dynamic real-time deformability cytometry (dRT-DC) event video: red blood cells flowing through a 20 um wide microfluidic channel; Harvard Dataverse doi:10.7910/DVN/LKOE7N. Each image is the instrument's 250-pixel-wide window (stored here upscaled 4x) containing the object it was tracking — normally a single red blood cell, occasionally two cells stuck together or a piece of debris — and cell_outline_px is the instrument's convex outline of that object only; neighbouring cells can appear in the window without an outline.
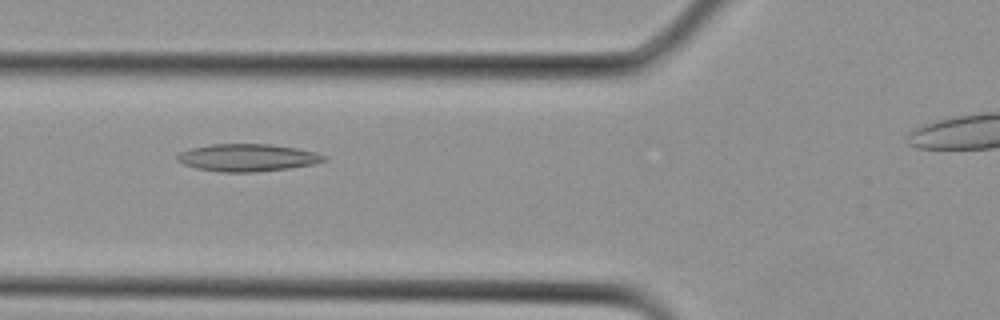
{"species": "Egyptian fruit bat (a non-hibernating species)", "species_latin": "Rousettus aegyptiacus", "temperature_condition": "cold", "stored_images_in_passage": 11, "camera_frame_rate_fps": 3000, "um_per_image_px": 0.085, "animal": {"sex": "female"}, "frame": {"image": 1, "passage_image": 3, "time_ms": 0.667, "image_size_px": [1000, 320], "cell_outline_px": [[328, 160], [312, 164], [288, 168], [256, 172], [220, 172], [196, 168], [184, 164], [176, 160], [176, 156], [180, 152], [188, 148], [212, 144], [272, 144], [296, 148], [316, 152], [324, 156]], "centroid_in_image_um": [21.0, 13.39], "position_along_channel_um": 104.8, "area_um2": 23.47}}
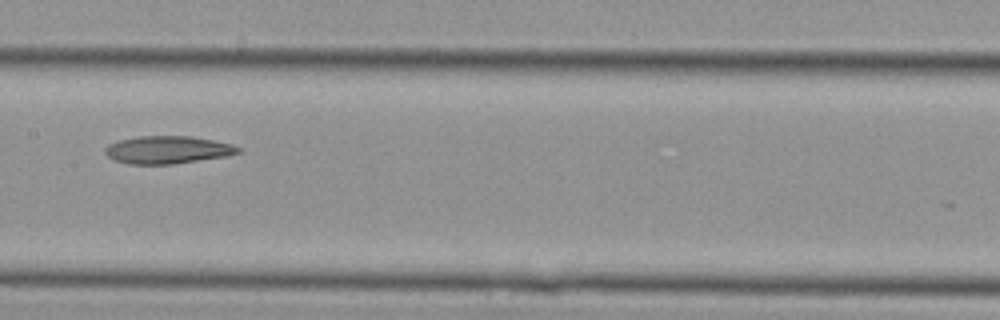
{"frame": {"image": 2, "passage_image": 7, "time_ms": 2.0, "image_size_px": [1000, 320], "cell_outline_px": [[240, 152], [228, 156], [172, 164], [128, 164], [112, 160], [104, 152], [104, 148], [108, 144], [120, 140], [140, 136], [192, 136], [232, 144], [240, 148]], "centroid_in_image_um": [14.22, 12.74], "position_along_channel_um": 193.2, "area_um2": 21.5}}
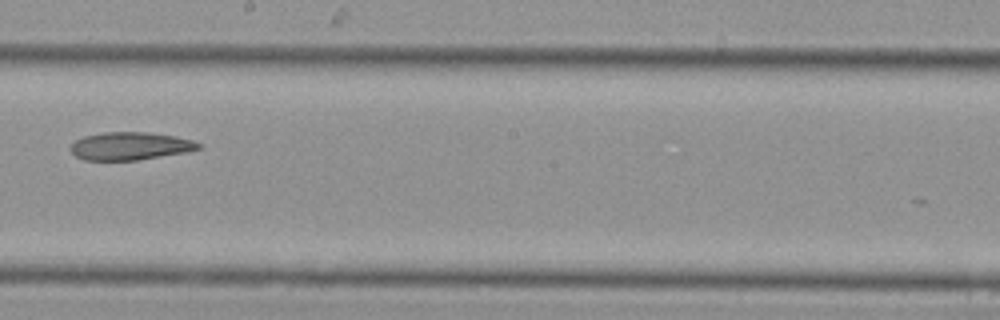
{"frame": {"image": 3, "passage_image": 9, "time_ms": 2.667, "image_size_px": [1000, 320], "cell_outline_px": [[204, 148], [188, 152], [136, 160], [84, 160], [76, 156], [68, 148], [76, 140], [84, 136], [104, 132], [148, 132], [176, 136], [192, 140], [204, 144]], "centroid_in_image_um": [11.12, 12.41], "position_along_channel_um": 237.1, "area_um2": 20.98}}